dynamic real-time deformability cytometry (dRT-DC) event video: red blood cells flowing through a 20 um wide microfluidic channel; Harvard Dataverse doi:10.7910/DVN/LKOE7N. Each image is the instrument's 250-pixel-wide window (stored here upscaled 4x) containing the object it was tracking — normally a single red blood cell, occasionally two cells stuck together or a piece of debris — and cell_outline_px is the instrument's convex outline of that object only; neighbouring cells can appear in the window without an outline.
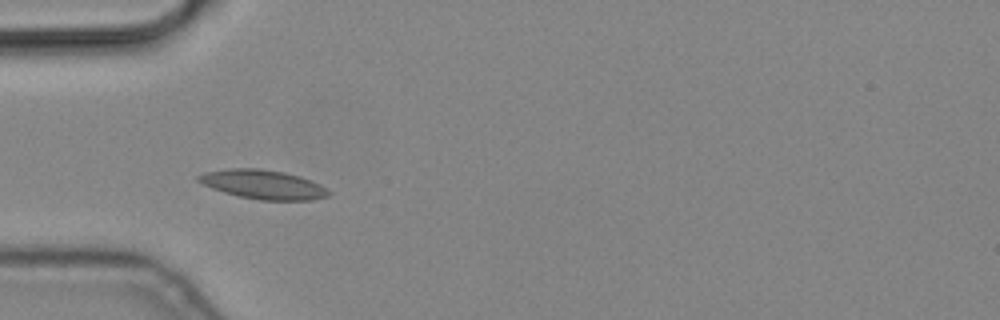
{"species": "common noctule bat (a hibernating species)", "species_latin": "Nyctalus noctula", "temperature_condition": "cold", "stored_images_in_passage": 12, "camera_frame_rate_fps": 3000, "um_per_image_px": 0.085, "animal": {"sex": "male", "body_mass_g": 19.2, "forearm_length_mm": 51.8}, "frame": {"image": 1, "passage_image": 2, "time_ms": 0.333, "image_size_px": [1000, 320], "cell_outline_px": [[332, 192], [328, 196], [312, 200], [260, 200], [240, 196], [224, 192], [212, 188], [196, 180], [196, 176], [204, 172], [228, 168], [260, 168], [284, 172], [300, 176], [320, 184], [328, 188]], "centroid_in_image_um": [22.38, 15.67], "position_along_channel_um": 62.6, "area_um2": 22.2}}
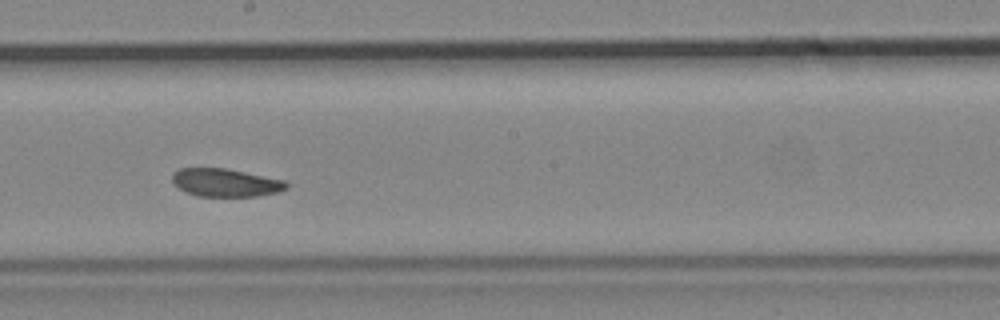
{"frame": {"image": 2, "passage_image": 6, "time_ms": 1.667, "image_size_px": [1000, 320], "cell_outline_px": [[288, 188], [280, 192], [256, 196], [196, 196], [180, 188], [172, 180], [172, 172], [180, 168], [228, 168], [284, 180], [288, 184]], "centroid_in_image_um": [19.2, 15.51], "position_along_channel_um": 229.0, "area_um2": 18.67}}
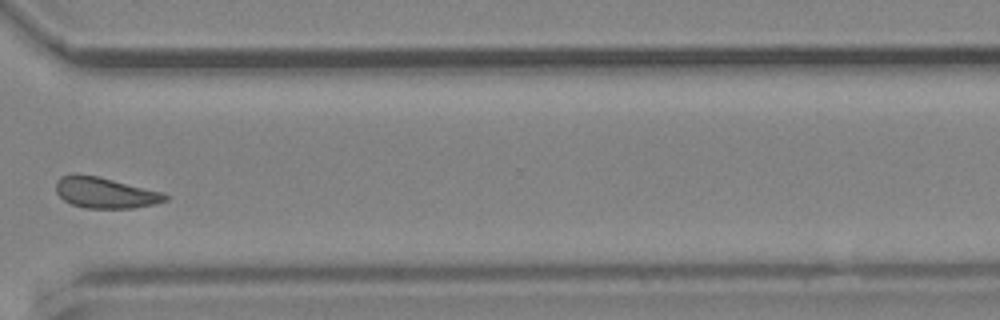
{"frame": {"image": 3, "passage_image": 9, "time_ms": 2.667, "image_size_px": [1000, 320], "cell_outline_px": [[168, 200], [156, 204], [132, 208], [84, 208], [72, 204], [64, 200], [56, 192], [56, 180], [60, 176], [72, 172], [76, 172], [96, 176], [164, 192], [168, 196]], "centroid_in_image_um": [8.91, 16.37], "position_along_channel_um": 361.7, "area_um2": 19.88}}